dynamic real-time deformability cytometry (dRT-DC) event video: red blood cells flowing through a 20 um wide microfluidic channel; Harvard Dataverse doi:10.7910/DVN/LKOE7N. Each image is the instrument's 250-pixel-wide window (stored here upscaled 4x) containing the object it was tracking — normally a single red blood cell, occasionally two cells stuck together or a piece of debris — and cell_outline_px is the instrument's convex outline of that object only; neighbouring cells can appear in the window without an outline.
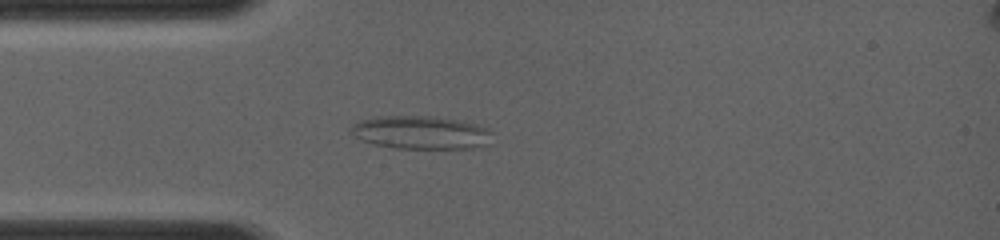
{"species": "common noctule bat (a hibernating species)", "species_latin": "Nyctalus noctula", "temperature_condition": "room temperature", "stored_images_in_passage": 24, "camera_frame_rate_fps": 4000, "um_per_image_px": 0.085, "animal": {"sex": "female", "body_mass_g": 19.0, "forearm_length_mm": 56.7}, "frame": {"image": 1, "passage_image": 19, "time_ms": 3.25, "image_size_px": [1000, 240], "cell_outline_px": [[492, 132], [480, 144], [464, 148], [404, 148], [376, 144], [364, 140], [356, 136], [352, 132], [352, 124], [360, 120], [376, 116], [436, 116], [460, 120], [476, 124], [488, 128]], "centroid_in_image_um": [35.71, 11.22], "position_along_channel_um": 49.3, "area_um2": 26.47}}